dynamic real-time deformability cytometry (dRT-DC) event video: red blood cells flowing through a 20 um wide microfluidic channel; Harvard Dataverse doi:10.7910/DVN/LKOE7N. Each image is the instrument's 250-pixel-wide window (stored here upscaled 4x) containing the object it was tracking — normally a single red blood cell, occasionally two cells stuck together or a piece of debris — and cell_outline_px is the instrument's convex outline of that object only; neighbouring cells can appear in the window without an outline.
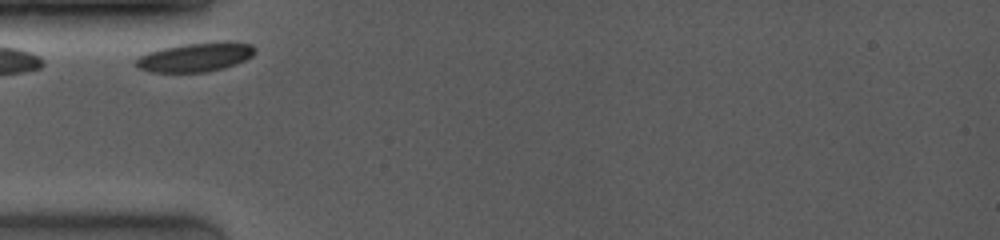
{"species": "common noctule bat (a hibernating species)", "species_latin": "Nyctalus noctula", "temperature_condition": "room temperature", "stored_images_in_passage": 15, "camera_frame_rate_fps": 4000, "um_per_image_px": 0.085, "animal": {"sex": "female", "body_mass_g": 19.0, "forearm_length_mm": 53.3}, "frame": {"image": 1, "passage_image": 1, "time_ms": 0.0, "image_size_px": [1000, 240], "cell_outline_px": [[256, 52], [252, 56], [244, 60], [224, 68], [208, 72], [148, 72], [136, 68], [136, 60], [140, 56], [148, 52], [160, 48], [180, 44], [252, 44], [256, 48]], "centroid_in_image_um": [16.52, 4.9], "position_along_channel_um": 68.5, "area_um2": 19.54}}
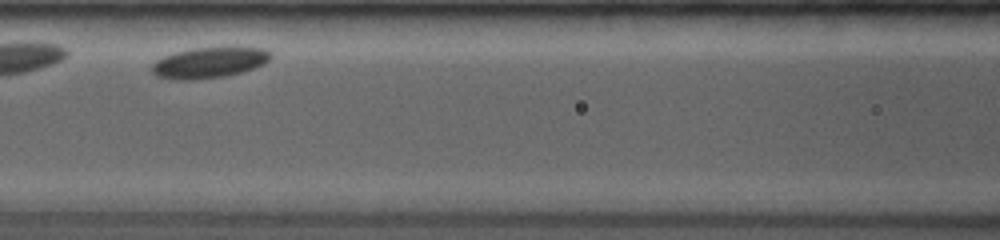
{"frame": {"image": 2, "passage_image": 5, "time_ms": 2.25, "image_size_px": [1000, 240], "cell_outline_px": [[272, 56], [264, 64], [240, 72], [224, 76], [196, 80], [172, 80], [156, 76], [152, 72], [152, 64], [156, 60], [164, 56], [188, 48], [264, 48], [272, 52]], "centroid_in_image_um": [17.74, 5.33], "position_along_channel_um": 148.9, "area_um2": 21.21}}
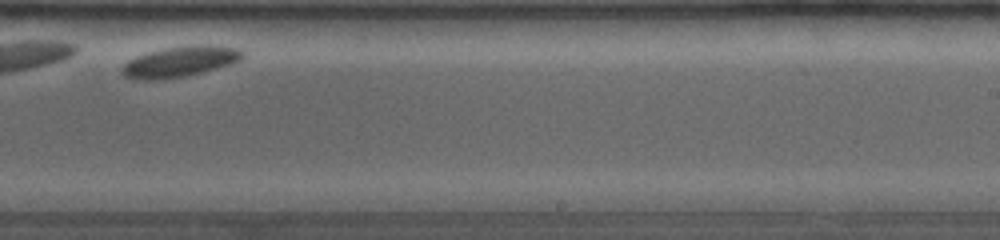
{"frame": {"image": 3, "passage_image": 11, "time_ms": 5.75, "image_size_px": [1000, 240], "cell_outline_px": [[244, 56], [240, 60], [216, 68], [184, 76], [164, 80], [140, 80], [124, 76], [120, 72], [120, 68], [128, 60], [136, 56], [148, 52], [164, 48], [188, 44], [212, 44], [240, 48], [244, 52]], "centroid_in_image_um": [15.28, 5.22], "position_along_channel_um": 273.7, "area_um2": 21.85}}